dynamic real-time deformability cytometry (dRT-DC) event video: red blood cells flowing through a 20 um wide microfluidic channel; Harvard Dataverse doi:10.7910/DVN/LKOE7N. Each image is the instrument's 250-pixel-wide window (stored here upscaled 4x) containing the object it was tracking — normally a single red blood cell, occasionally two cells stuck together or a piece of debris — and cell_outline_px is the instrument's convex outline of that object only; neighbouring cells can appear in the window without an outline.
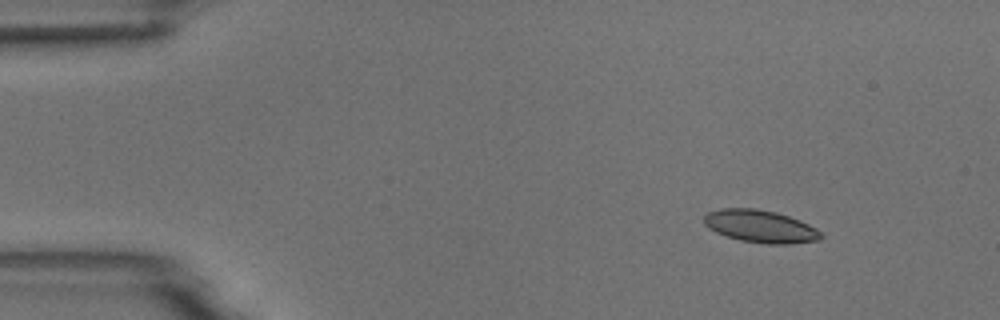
{"species": "common noctule bat (a hibernating species)", "species_latin": "Nyctalus noctula", "temperature_condition": "room temperature", "stored_images_in_passage": 9, "camera_frame_rate_fps": 3000, "um_per_image_px": 0.085, "animal": {"sex": "male", "body_mass_g": 18.8}, "frame": {"image": 1, "passage_image": 1, "time_ms": 0.0, "image_size_px": [1000, 320], "cell_outline_px": [[824, 236], [820, 240], [792, 244], [764, 244], [740, 240], [716, 232], [708, 228], [704, 224], [704, 216], [708, 212], [720, 208], [756, 208], [776, 212], [800, 220], [816, 228]], "centroid_in_image_um": [64.65, 19.24], "position_along_channel_um": 20.4, "area_um2": 22.31}}
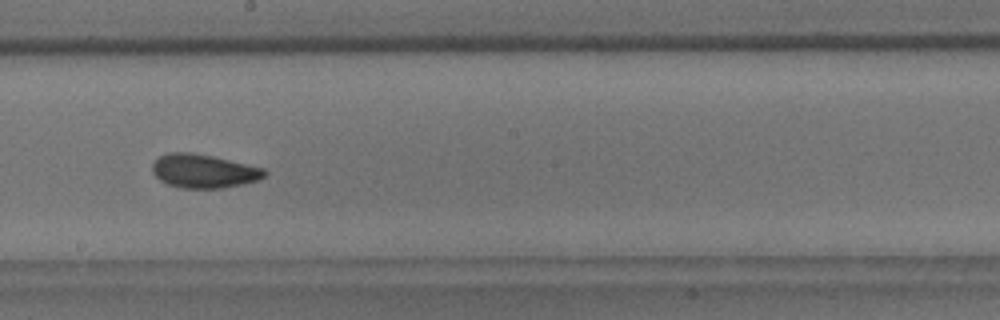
{"frame": {"image": 2, "passage_image": 8, "time_ms": 8.0, "image_size_px": [1000, 320], "cell_outline_px": [[268, 172], [264, 176], [256, 180], [224, 188], [180, 188], [168, 184], [160, 180], [152, 172], [152, 164], [160, 156], [168, 152], [192, 152], [212, 156], [264, 168]], "centroid_in_image_um": [17.28, 14.54], "position_along_channel_um": 230.9, "area_um2": 21.91}}
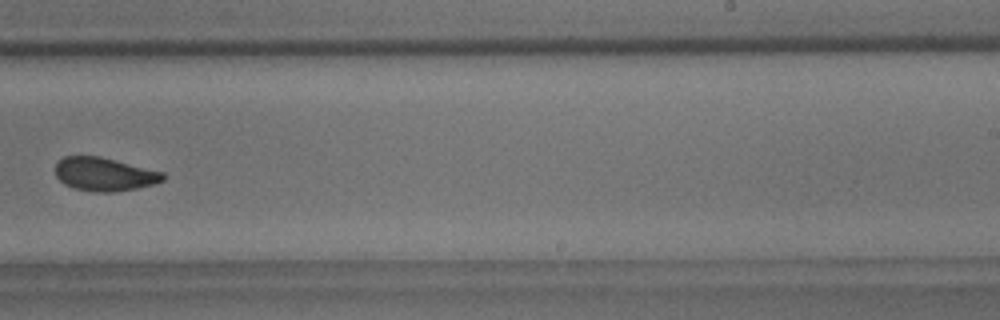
{"frame": {"image": 3, "passage_image": 9, "time_ms": 9.333, "image_size_px": [1000, 320], "cell_outline_px": [[168, 176], [164, 180], [152, 184], [136, 188], [116, 192], [96, 192], [72, 188], [64, 184], [56, 176], [56, 164], [64, 156], [100, 156], [164, 172]], "centroid_in_image_um": [8.89, 14.81], "position_along_channel_um": 280.1, "area_um2": 21.04}}